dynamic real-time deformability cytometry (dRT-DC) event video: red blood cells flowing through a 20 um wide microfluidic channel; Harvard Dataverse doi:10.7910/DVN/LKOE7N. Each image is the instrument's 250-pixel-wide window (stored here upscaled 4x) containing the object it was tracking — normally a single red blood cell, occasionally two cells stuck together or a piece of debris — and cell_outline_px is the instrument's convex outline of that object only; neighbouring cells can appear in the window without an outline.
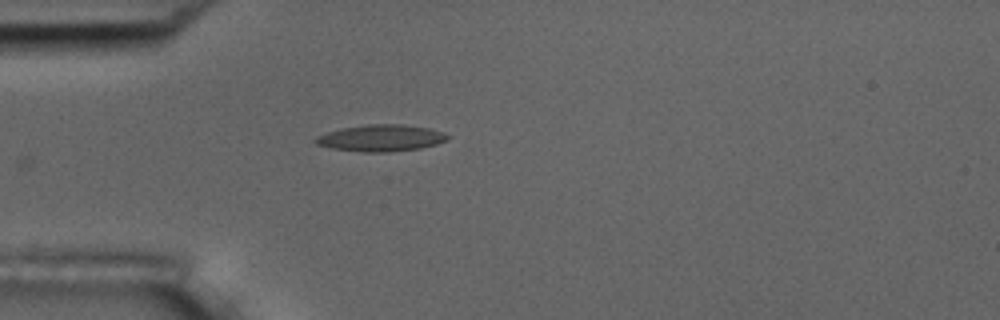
{"species": "common noctule bat (a hibernating species)", "species_latin": "Nyctalus noctula", "temperature_condition": "room temperature", "stored_images_in_passage": 7, "camera_frame_rate_fps": 3000, "um_per_image_px": 0.085, "animal": {"sex": "male", "body_mass_g": 17.5, "forearm_length_mm": 52.3}, "frame": {"image": 1, "passage_image": 7, "time_ms": 6.667, "image_size_px": [1000, 320], "cell_outline_px": [[452, 136], [448, 140], [436, 144], [420, 148], [388, 152], [364, 152], [332, 148], [316, 144], [312, 140], [316, 136], [328, 132], [344, 128], [368, 124], [404, 124], [428, 128], [444, 132]], "centroid_in_image_um": [32.42, 11.73], "position_along_channel_um": 52.6, "area_um2": 20.52}}